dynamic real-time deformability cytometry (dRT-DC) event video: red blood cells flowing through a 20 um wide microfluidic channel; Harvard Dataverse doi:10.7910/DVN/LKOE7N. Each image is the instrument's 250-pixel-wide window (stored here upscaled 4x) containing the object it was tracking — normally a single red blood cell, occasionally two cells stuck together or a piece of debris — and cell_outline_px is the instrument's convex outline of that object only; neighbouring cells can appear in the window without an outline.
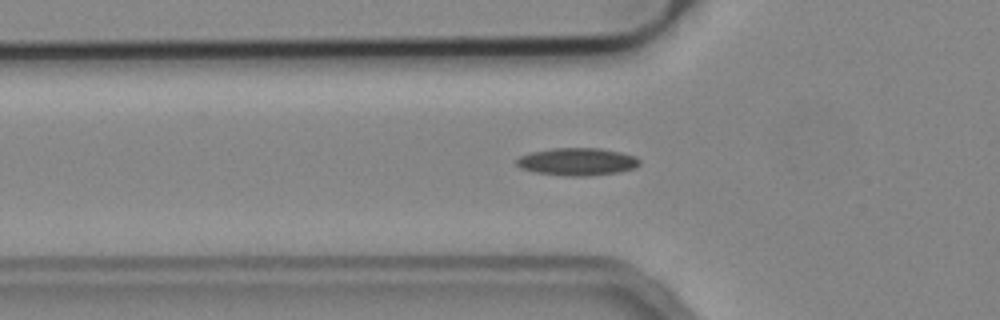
{"species": "common noctule bat (a hibernating species)", "species_latin": "Nyctalus noctula", "temperature_condition": "cold", "stored_images_in_passage": 41, "camera_frame_rate_fps": 3000, "um_per_image_px": 0.085, "animal": {"sex": "male", "body_mass_g": 19.2, "forearm_length_mm": 51.8}, "frame": {"image": 1, "passage_image": 8, "time_ms": 2.333, "image_size_px": [1000, 320], "cell_outline_px": [[640, 164], [636, 168], [620, 172], [588, 176], [564, 176], [536, 172], [520, 168], [516, 164], [516, 160], [520, 156], [532, 152], [552, 148], [600, 148], [620, 152], [636, 156], [640, 160]], "centroid_in_image_um": [49.1, 13.75], "position_along_channel_um": 76.7, "area_um2": 19.88}}
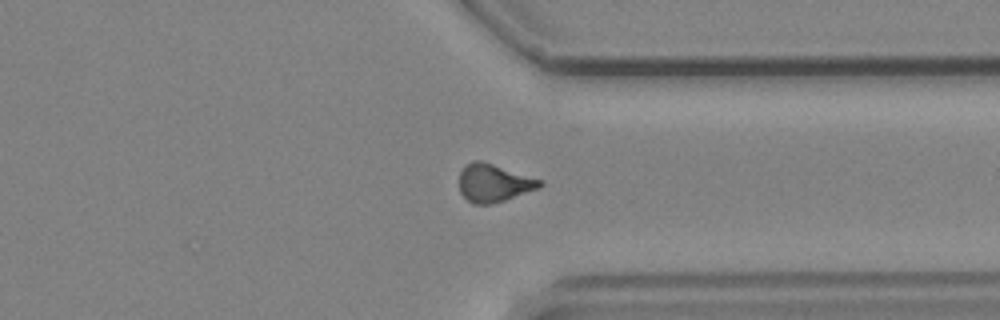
{"frame": {"image": 2, "passage_image": 31, "time_ms": 10.0, "image_size_px": [1000, 320], "cell_outline_px": [[544, 184], [540, 188], [492, 204], [472, 204], [460, 192], [460, 172], [472, 160], [480, 160], [544, 180]], "centroid_in_image_um": [42.01, 15.56], "position_along_channel_um": 369.4, "area_um2": 17.74}}
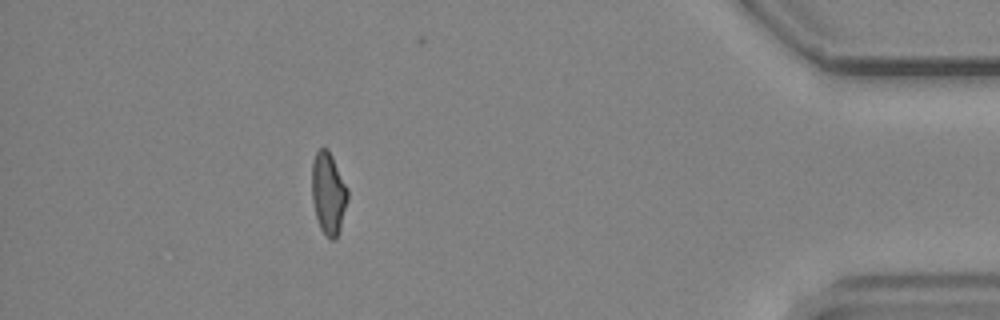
{"frame": {"image": 3, "passage_image": 38, "time_ms": 12.333, "image_size_px": [1000, 320], "cell_outline_px": [[348, 200], [340, 228], [336, 240], [332, 240], [320, 228], [316, 216], [312, 200], [312, 160], [316, 152], [320, 148], [328, 148], [348, 188]], "centroid_in_image_um": [27.91, 16.41], "position_along_channel_um": 407.3, "area_um2": 17.11}}